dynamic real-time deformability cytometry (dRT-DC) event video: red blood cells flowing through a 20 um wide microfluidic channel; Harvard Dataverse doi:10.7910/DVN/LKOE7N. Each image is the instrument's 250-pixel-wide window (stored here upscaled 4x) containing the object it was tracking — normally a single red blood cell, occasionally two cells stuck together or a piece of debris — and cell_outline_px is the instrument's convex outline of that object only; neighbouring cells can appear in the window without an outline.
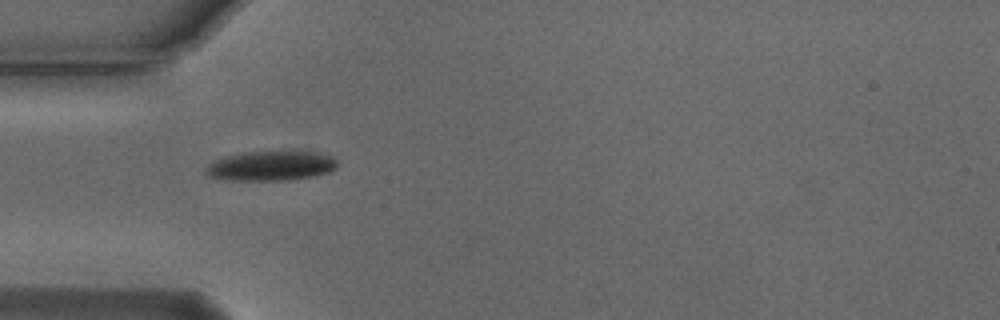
{"species": "Egyptian fruit bat (a non-hibernating species)", "species_latin": "Rousettus aegyptiacus", "temperature_condition": "cold", "stored_images_in_passage": 6, "camera_frame_rate_fps": 3000, "um_per_image_px": 0.085, "animal": {"sex": "male"}, "frame": {"image": 1, "passage_image": 4, "time_ms": 1.0, "image_size_px": [1000, 320], "cell_outline_px": [[336, 168], [328, 172], [312, 176], [288, 180], [232, 180], [208, 176], [204, 172], [204, 168], [208, 164], [224, 156], [248, 152], [316, 152], [332, 156], [336, 160]], "centroid_in_image_um": [23.0, 14.1], "position_along_channel_um": 62.0, "area_um2": 22.48}}
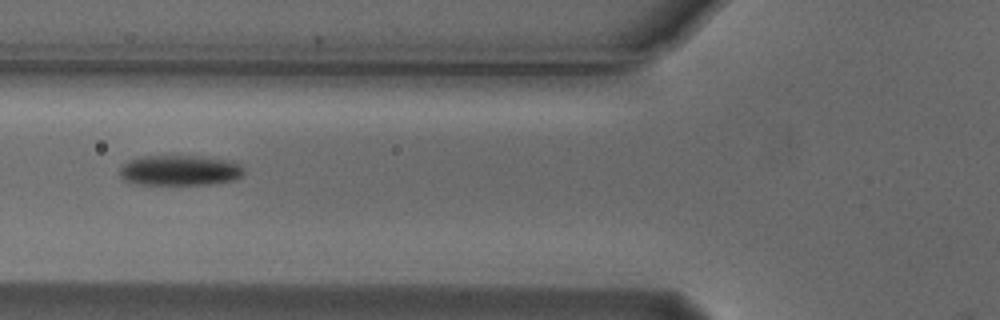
{"frame": {"image": 2, "passage_image": 5, "time_ms": 1.333, "image_size_px": [1000, 320], "cell_outline_px": [[244, 176], [236, 180], [212, 184], [136, 184], [124, 180], [120, 176], [120, 168], [128, 160], [144, 156], [200, 156], [232, 160], [240, 164], [244, 168]], "centroid_in_image_um": [15.35, 14.48], "position_along_channel_um": 110.5, "area_um2": 22.25}}